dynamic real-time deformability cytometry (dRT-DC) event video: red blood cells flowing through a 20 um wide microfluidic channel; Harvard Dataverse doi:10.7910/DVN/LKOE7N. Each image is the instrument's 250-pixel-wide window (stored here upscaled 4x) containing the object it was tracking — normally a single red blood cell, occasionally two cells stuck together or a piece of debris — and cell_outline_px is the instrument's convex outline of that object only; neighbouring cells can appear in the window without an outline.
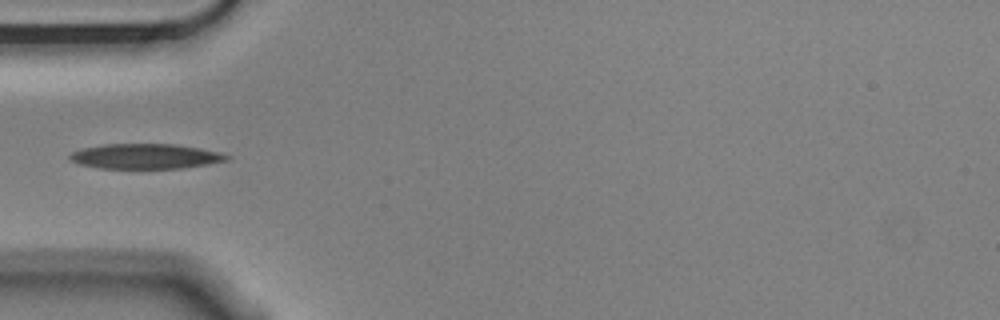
{"species": "Egyptian fruit bat (a non-hibernating species)", "species_latin": "Rousettus aegyptiacus", "temperature_condition": "cold", "stored_images_in_passage": 7, "camera_frame_rate_fps": 3000, "um_per_image_px": 0.085, "animal": {"sex": "male"}, "frame": {"image": 1, "passage_image": 5, "time_ms": 1.333, "image_size_px": [1000, 320], "cell_outline_px": [[232, 156], [228, 160], [208, 164], [180, 168], [100, 168], [80, 164], [72, 160], [68, 156], [72, 152], [84, 148], [104, 144], [176, 144], [224, 152]], "centroid_in_image_um": [12.44, 13.28], "position_along_channel_um": 72.6, "area_um2": 22.89}}
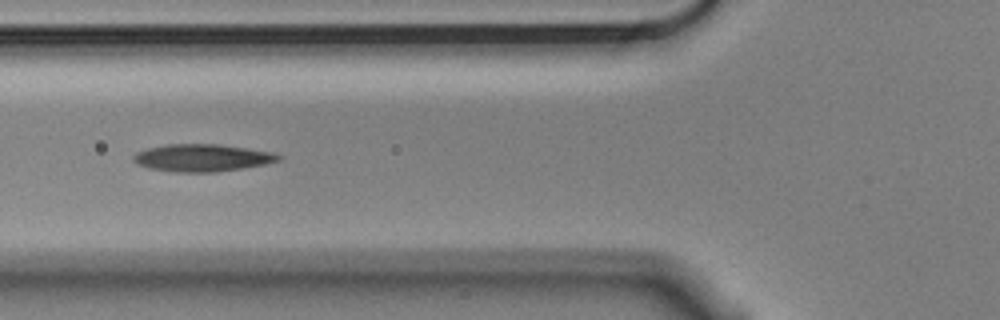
{"frame": {"image": 2, "passage_image": 6, "time_ms": 1.667, "image_size_px": [1000, 320], "cell_outline_px": [[284, 156], [280, 160], [264, 164], [244, 168], [216, 172], [176, 172], [148, 168], [132, 160], [132, 156], [136, 152], [148, 148], [168, 144], [216, 144], [272, 152]], "centroid_in_image_um": [17.18, 13.42], "position_along_channel_um": 108.6, "area_um2": 23.0}}
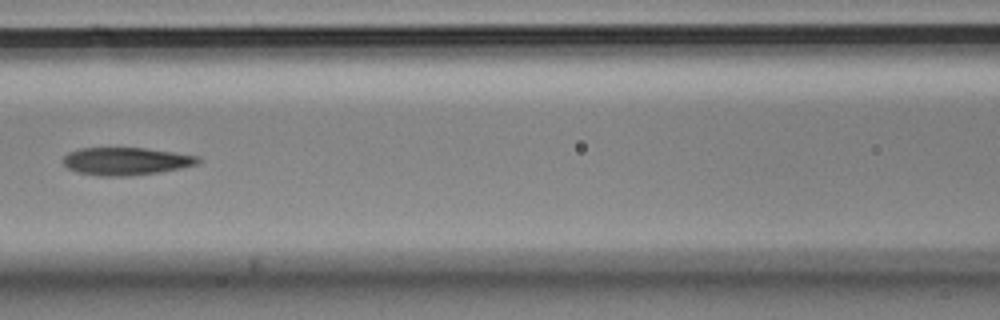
{"frame": {"image": 3, "passage_image": 7, "time_ms": 2.0, "image_size_px": [1000, 320], "cell_outline_px": [[200, 160], [196, 164], [180, 168], [160, 172], [128, 176], [100, 176], [76, 172], [68, 168], [64, 164], [64, 156], [68, 152], [80, 148], [144, 148], [200, 156]], "centroid_in_image_um": [10.69, 13.7], "position_along_channel_um": 155.9, "area_um2": 21.68}}